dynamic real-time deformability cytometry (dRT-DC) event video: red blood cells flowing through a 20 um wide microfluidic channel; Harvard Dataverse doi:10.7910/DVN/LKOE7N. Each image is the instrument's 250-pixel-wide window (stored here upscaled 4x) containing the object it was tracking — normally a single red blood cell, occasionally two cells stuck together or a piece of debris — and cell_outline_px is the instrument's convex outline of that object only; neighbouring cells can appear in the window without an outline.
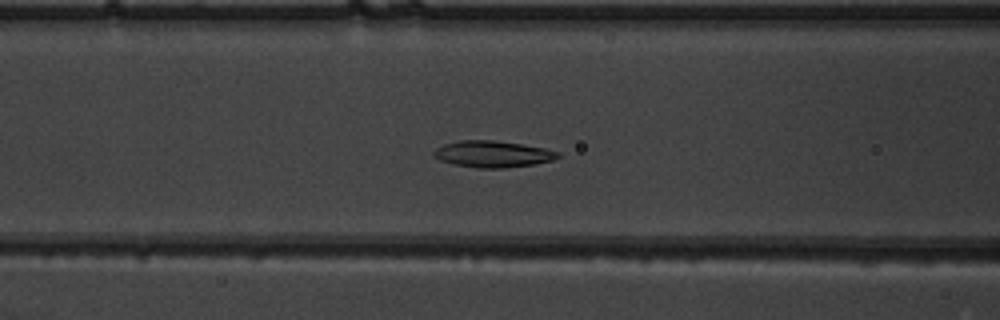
{"species": "common noctule bat (a hibernating species)", "species_latin": "Nyctalus noctula", "temperature_condition": "warm", "stored_images_in_passage": 37, "camera_frame_rate_fps": 3000, "um_per_image_px": 0.085, "animal": {"sex": "male", "body_mass_g": 19.5, "forearm_length_mm": 54.6}, "frame": {"image": 1, "passage_image": 7, "time_ms": 2.0, "image_size_px": [1000, 320], "cell_outline_px": [[560, 156], [552, 160], [536, 164], [504, 168], [476, 168], [456, 164], [440, 160], [432, 156], [432, 152], [436, 148], [444, 144], [460, 140], [492, 140], [520, 144], [544, 148], [560, 152]], "centroid_in_image_um": [41.87, 13.09], "position_along_channel_um": 124.7, "area_um2": 19.13}}
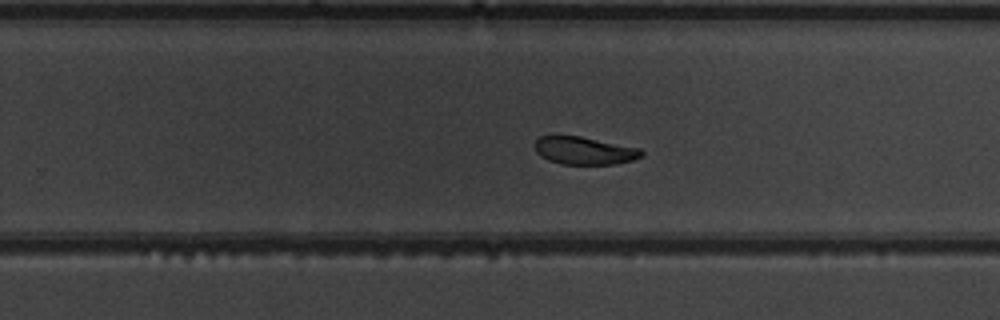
{"frame": {"image": 2, "passage_image": 19, "time_ms": 6.0, "image_size_px": [1000, 320], "cell_outline_px": [[644, 156], [632, 160], [616, 164], [560, 164], [548, 160], [540, 156], [536, 152], [536, 140], [540, 136], [552, 132], [556, 132], [580, 136], [640, 148], [644, 152]], "centroid_in_image_um": [49.61, 12.76], "position_along_channel_um": 280.2, "area_um2": 17.86}}
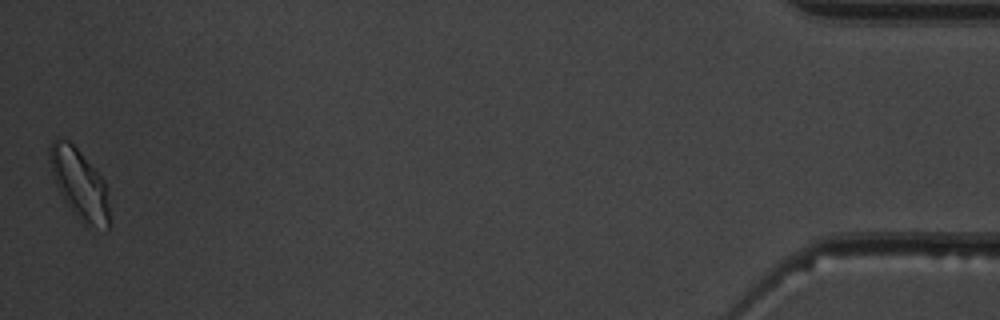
{"frame": {"image": 3, "passage_image": 37, "time_ms": 12.0, "image_size_px": [1000, 320], "cell_outline_px": [[112, 228], [108, 228], [84, 224], [64, 200], [56, 184], [48, 160], [48, 148], [52, 140], [56, 136], [68, 140], [80, 152], [104, 180], [112, 220]], "centroid_in_image_um": [6.76, 15.62], "position_along_channel_um": 428.4, "area_um2": 24.33}, "authors_computed_cell_mechanics": {"area_um2": 19.1896, "velocity_mm_per_s": 3.9038, "shape_relaxation_time_tau1_ms": 2.4459, "shape_relaxation_time_tau2_ms": 3.0188, "deformation_change_tau1": 0.1067, "deformation_change_tau2": 0.0741}}